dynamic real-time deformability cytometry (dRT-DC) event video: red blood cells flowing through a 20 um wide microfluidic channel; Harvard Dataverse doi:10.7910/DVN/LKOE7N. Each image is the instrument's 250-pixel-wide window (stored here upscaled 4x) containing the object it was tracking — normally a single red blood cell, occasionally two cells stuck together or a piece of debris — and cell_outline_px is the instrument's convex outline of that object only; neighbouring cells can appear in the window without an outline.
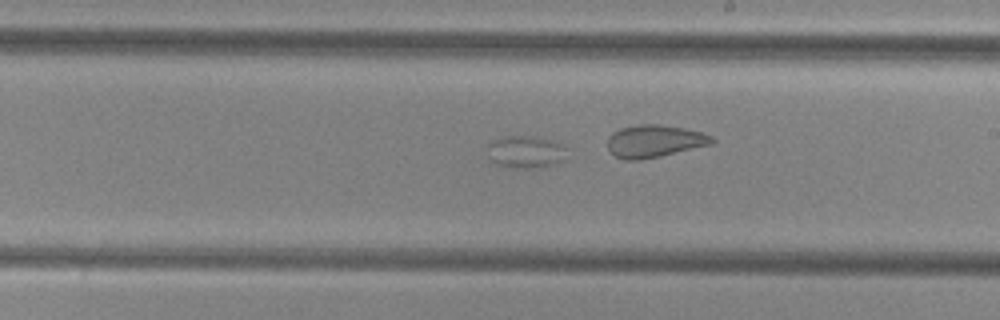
{"species": "common noctule bat (a hibernating species)", "species_latin": "Nyctalus noctula", "temperature_condition": "cold", "stored_images_in_passage": 51, "segment_of_instrument_passage": [1, 2], "camera_frame_rate_fps": 3000, "um_per_image_px": 0.085, "animal": {"sex": "female", "body_mass_g": 29.2, "forearm_length_mm": 56.3}, "frame": {"image": 1, "passage_image": 29, "time_ms": 9.333, "image_size_px": [1000, 320], "cell_outline_px": [[568, 160], [556, 164], [540, 168], [512, 168], [496, 164], [488, 156], [488, 144], [492, 140], [504, 136], [536, 136], [552, 140], [564, 144]], "centroid_in_image_um": [44.74, 12.92], "position_along_channel_um": 244.3, "area_um2": 15.49}}
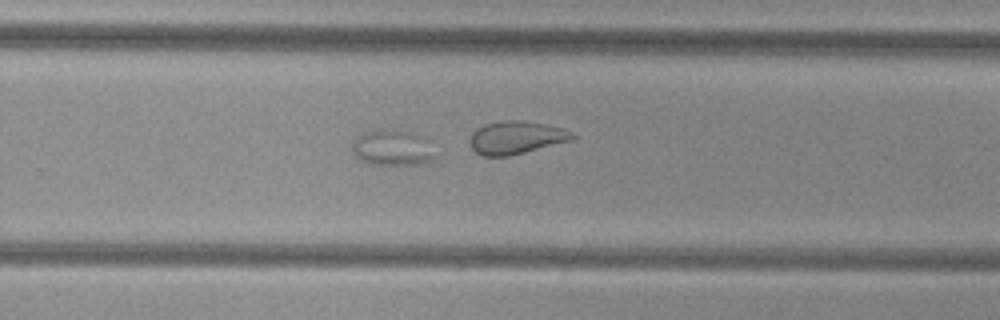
{"frame": {"image": 2, "passage_image": 33, "time_ms": 10.667, "image_size_px": [1000, 320], "cell_outline_px": [[436, 156], [432, 160], [416, 164], [368, 164], [360, 160], [352, 152], [352, 144], [364, 132], [408, 132], [424, 136], [428, 140]], "centroid_in_image_um": [33.39, 12.61], "position_along_channel_um": 296.4, "area_um2": 16.59}}
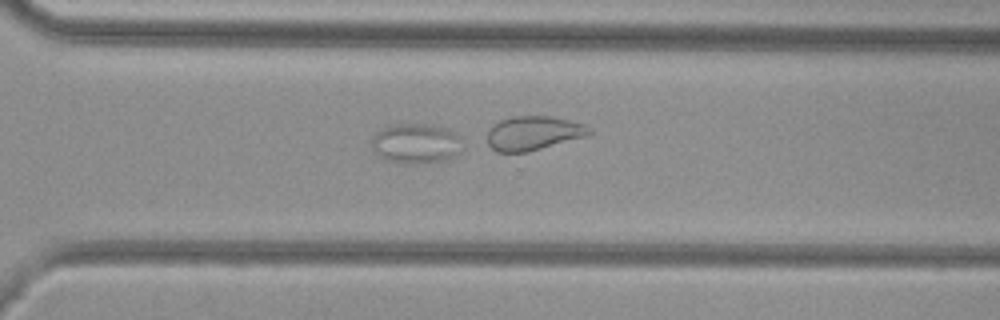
{"frame": {"image": 3, "passage_image": 36, "time_ms": 11.667, "image_size_px": [1000, 320], "cell_outline_px": [[460, 152], [456, 156], [448, 160], [428, 164], [408, 164], [384, 160], [376, 156], [372, 148], [372, 136], [376, 132], [388, 124], [428, 124], [448, 128], [456, 132], [460, 136]], "centroid_in_image_um": [35.34, 12.21], "position_along_channel_um": 335.3, "area_um2": 21.91}}